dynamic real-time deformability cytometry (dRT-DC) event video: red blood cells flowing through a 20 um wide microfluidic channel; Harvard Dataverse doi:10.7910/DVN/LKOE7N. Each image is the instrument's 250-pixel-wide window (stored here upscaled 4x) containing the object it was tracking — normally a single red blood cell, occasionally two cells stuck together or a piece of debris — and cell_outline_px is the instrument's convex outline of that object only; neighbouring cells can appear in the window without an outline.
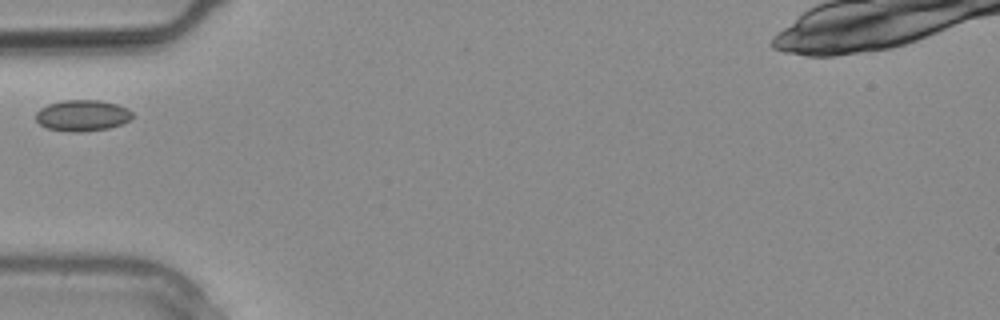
{"species": "common noctule bat (a hibernating species)", "species_latin": "Nyctalus noctula", "temperature_condition": "warm", "stored_images_in_passage": 3, "camera_frame_rate_fps": 3000, "um_per_image_px": 0.085, "animal": {"sex": "male", "body_mass_g": 20.4}, "frame": {"image": 1, "passage_image": 3, "time_ms": 0.667, "image_size_px": [1000, 320], "cell_outline_px": [[132, 116], [128, 120], [120, 124], [108, 128], [80, 132], [72, 132], [48, 128], [40, 124], [36, 120], [36, 112], [40, 108], [48, 104], [64, 100], [100, 100], [116, 104], [128, 108], [132, 112]], "centroid_in_image_um": [6.98, 9.81], "position_along_channel_um": 78.0, "area_um2": 17.4}}